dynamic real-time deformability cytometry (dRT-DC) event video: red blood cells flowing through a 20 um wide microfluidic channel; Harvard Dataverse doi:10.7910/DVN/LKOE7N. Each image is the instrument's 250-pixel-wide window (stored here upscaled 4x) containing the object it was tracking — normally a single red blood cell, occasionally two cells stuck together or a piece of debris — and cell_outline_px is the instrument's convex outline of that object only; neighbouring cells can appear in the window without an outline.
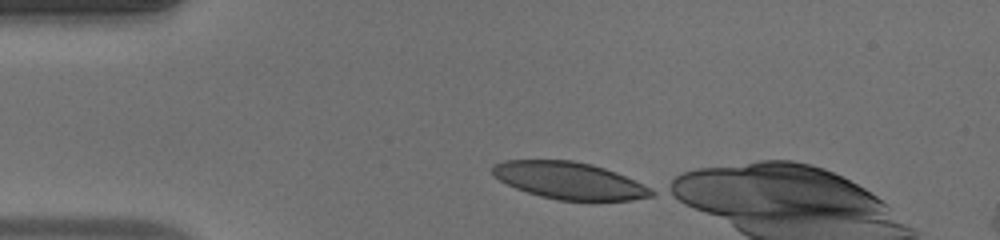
{"species": "human", "species_latin": "Homo sapiens", "temperature_condition": "warm", "stored_images_in_passage": 6, "camera_frame_rate_fps": 3000, "um_per_image_px": 0.085, "donor": {"sex": "male"}, "frame": {"image": 1, "passage_image": 1, "time_ms": 0.0, "image_size_px": [1000, 240], "cell_outline_px": [[656, 192], [652, 196], [632, 200], [556, 200], [540, 196], [516, 188], [500, 180], [492, 172], [492, 168], [496, 164], [504, 160], [572, 160], [592, 164], [616, 172]], "centroid_in_image_um": [48.37, 15.34], "position_along_channel_um": 36.6, "area_um2": 33.76}}